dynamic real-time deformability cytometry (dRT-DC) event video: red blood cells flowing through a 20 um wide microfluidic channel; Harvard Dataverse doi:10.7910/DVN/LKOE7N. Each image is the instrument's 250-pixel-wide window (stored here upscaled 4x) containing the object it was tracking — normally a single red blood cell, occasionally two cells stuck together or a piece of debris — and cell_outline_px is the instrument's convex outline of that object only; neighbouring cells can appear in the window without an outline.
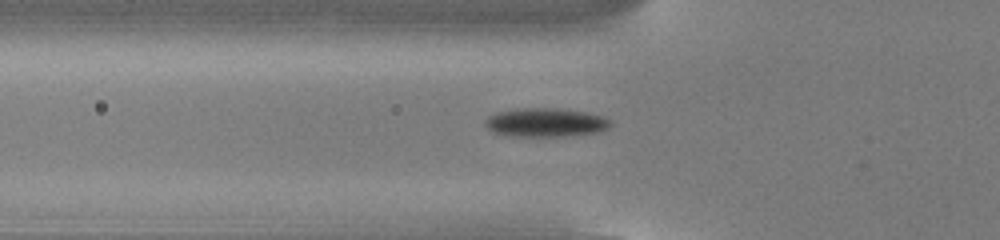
{"species": "common noctule bat (a hibernating species)", "species_latin": "Nyctalus noctula", "temperature_condition": "cold", "stored_images_in_passage": 52, "camera_frame_rate_fps": 3000, "um_per_image_px": 0.085, "animal": {"sex": "male", "body_mass_g": 13.0, "forearm_length_mm": 53.1}, "frame": {"image": 1, "passage_image": 17, "time_ms": 5.333, "image_size_px": [1000, 240], "cell_outline_px": [[612, 124], [608, 128], [596, 132], [564, 136], [512, 136], [492, 132], [484, 124], [484, 120], [488, 116], [496, 112], [516, 108], [552, 108], [584, 112], [600, 116], [612, 120]], "centroid_in_image_um": [46.32, 10.41], "position_along_channel_um": 79.5, "area_um2": 20.92}}
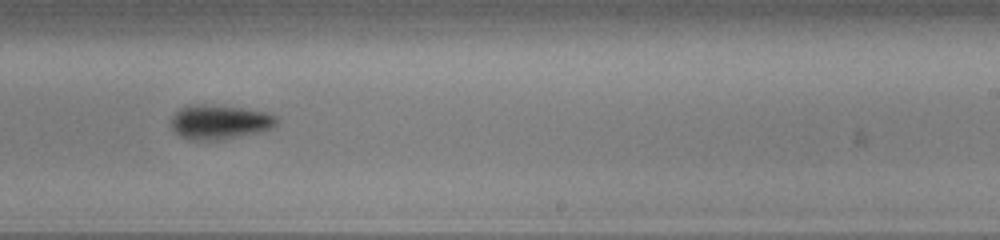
{"frame": {"image": 2, "passage_image": 32, "time_ms": 10.333, "image_size_px": [1000, 240], "cell_outline_px": [[280, 120], [272, 128], [260, 132], [212, 140], [196, 140], [180, 136], [172, 128], [172, 116], [180, 108], [188, 104], [204, 104], [240, 108], [264, 112], [276, 116]], "centroid_in_image_um": [18.66, 10.35], "position_along_channel_um": 270.3, "area_um2": 20.81}}
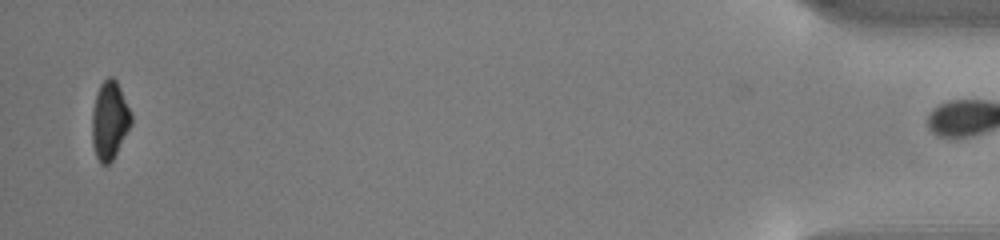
{"frame": {"image": 3, "passage_image": 51, "time_ms": 16.667, "image_size_px": [1000, 240], "cell_outline_px": [[132, 124], [112, 160], [108, 164], [100, 164], [96, 156], [92, 144], [92, 108], [96, 92], [100, 84], [108, 76], [112, 76], [116, 80], [120, 88], [132, 116]], "centroid_in_image_um": [9.3, 10.22], "position_along_channel_um": 425.9, "area_um2": 17.86}, "authors_computed_cell_mechanics": {"area_um2": 19.2185, "velocity_mm_per_s": 3.8238, "shape_relaxation_time_tau1_ms": 4.3314, "shape_relaxation_time_tau2_ms": null, "deformation_change_tau1": 0.1549, "deformation_change_tau2": null}}